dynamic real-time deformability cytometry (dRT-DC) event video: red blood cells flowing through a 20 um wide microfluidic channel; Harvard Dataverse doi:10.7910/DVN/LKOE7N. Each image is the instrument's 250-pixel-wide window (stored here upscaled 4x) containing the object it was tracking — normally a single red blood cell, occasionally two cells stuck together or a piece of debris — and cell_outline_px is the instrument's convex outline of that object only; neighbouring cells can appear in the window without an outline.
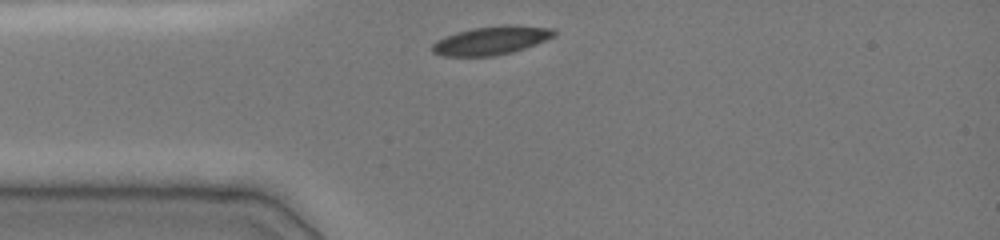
{"species": "common noctule bat (a hibernating species)", "species_latin": "Nyctalus noctula", "temperature_condition": "cold", "stored_images_in_passage": 2, "camera_frame_rate_fps": 3000, "um_per_image_px": 0.085, "animal": {"sex": "female", "body_mass_g": 19.0, "forearm_length_mm": 51.5}, "frame": {"image": 1, "passage_image": 1, "time_ms": 0.0, "image_size_px": [1000, 240], "cell_outline_px": [[556, 36], [536, 44], [512, 52], [492, 56], [444, 56], [432, 52], [432, 44], [436, 40], [444, 36], [456, 32], [472, 28], [504, 24], [512, 24], [552, 28], [556, 32]], "centroid_in_image_um": [41.76, 3.42], "position_along_channel_um": 43.2, "area_um2": 20.4}}